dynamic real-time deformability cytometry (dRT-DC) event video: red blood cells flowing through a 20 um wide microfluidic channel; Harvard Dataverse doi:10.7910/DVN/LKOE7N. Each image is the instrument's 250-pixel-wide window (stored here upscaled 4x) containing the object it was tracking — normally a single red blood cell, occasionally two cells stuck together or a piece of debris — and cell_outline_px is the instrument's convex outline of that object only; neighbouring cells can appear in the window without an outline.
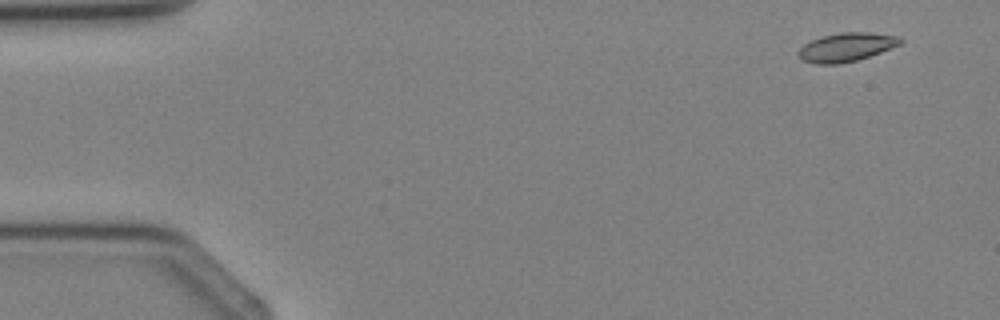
{"species": "Egyptian fruit bat (a non-hibernating species)", "species_latin": "Rousettus aegyptiacus", "temperature_condition": "cold", "stored_images_in_passage": 4, "segment_of_instrument_passage": [1, 2], "camera_frame_rate_fps": 3000, "um_per_image_px": 0.085, "animal": {"sex": "female"}, "frame": {"image": 1, "passage_image": 1, "time_ms": 0.0, "image_size_px": [1000, 320], "cell_outline_px": [[904, 40], [900, 44], [880, 52], [856, 60], [840, 64], [816, 64], [800, 60], [796, 56], [796, 52], [804, 44], [812, 40], [824, 36], [840, 32], [868, 32], [896, 36]], "centroid_in_image_um": [71.87, 4.02], "position_along_channel_um": 13.1, "area_um2": 16.99}}
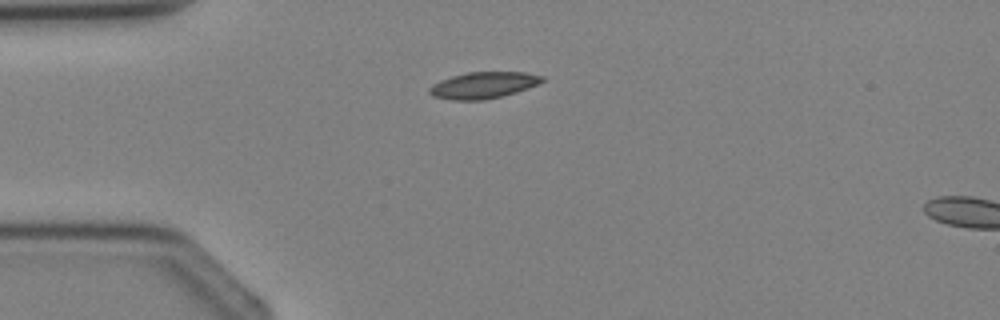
{"frame": {"image": 2, "passage_image": 3, "time_ms": 2.333, "image_size_px": [1000, 320], "cell_outline_px": [[544, 80], [540, 84], [516, 92], [484, 100], [452, 100], [432, 96], [428, 92], [428, 88], [432, 84], [440, 80], [452, 76], [468, 72], [524, 72], [544, 76]], "centroid_in_image_um": [41.07, 7.24], "position_along_channel_um": 43.9, "area_um2": 17.46}}